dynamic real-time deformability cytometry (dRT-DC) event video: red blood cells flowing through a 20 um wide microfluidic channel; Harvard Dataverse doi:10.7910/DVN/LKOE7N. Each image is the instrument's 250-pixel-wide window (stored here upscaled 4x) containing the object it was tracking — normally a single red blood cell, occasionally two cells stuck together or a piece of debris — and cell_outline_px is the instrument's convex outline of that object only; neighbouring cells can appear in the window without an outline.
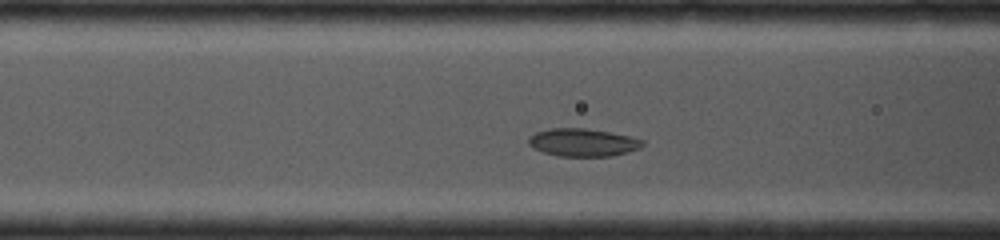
{"species": "common noctule bat (a hibernating species)", "species_latin": "Nyctalus noctula", "temperature_condition": "cold", "stored_images_in_passage": 15, "camera_frame_rate_fps": 4000, "um_per_image_px": 0.085, "animal": {"sex": "female", "body_mass_g": 19.0, "forearm_length_mm": 53.3}, "frame": {"image": 1, "passage_image": 11, "time_ms": 2.5, "image_size_px": [1000, 240], "cell_outline_px": [[644, 144], [640, 148], [628, 152], [612, 156], [560, 156], [544, 152], [532, 148], [528, 144], [528, 140], [536, 132], [548, 128], [584, 128], [608, 132], [628, 136], [644, 140]], "centroid_in_image_um": [49.54, 12.11], "position_along_channel_um": 117.1, "area_um2": 18.38}}
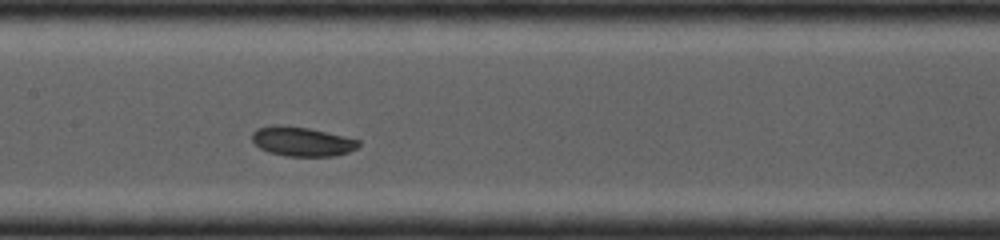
{"frame": {"image": 2, "passage_image": 15, "time_ms": 3.75, "image_size_px": [1000, 240], "cell_outline_px": [[360, 144], [356, 148], [348, 152], [336, 156], [288, 156], [268, 152], [260, 148], [252, 140], [252, 132], [256, 128], [272, 124], [280, 124], [308, 128], [344, 136], [360, 140]], "centroid_in_image_um": [25.64, 12.01], "position_along_channel_um": 181.8, "area_um2": 18.32}}